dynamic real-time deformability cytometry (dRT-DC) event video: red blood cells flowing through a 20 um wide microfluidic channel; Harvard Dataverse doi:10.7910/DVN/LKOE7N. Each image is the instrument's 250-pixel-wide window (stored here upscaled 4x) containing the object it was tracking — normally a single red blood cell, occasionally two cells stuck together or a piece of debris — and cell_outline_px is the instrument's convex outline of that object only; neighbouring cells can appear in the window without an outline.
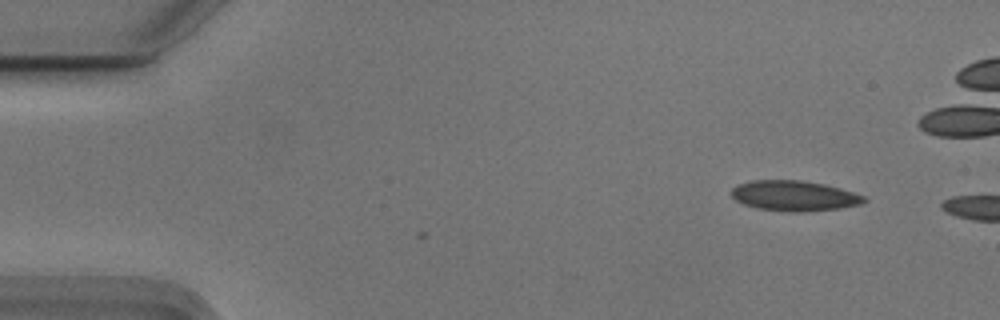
{"species": "Egyptian fruit bat (a non-hibernating species)", "species_latin": "Rousettus aegyptiacus", "temperature_condition": "cold", "stored_images_in_passage": 3, "camera_frame_rate_fps": 3000, "um_per_image_px": 0.085, "animal": {"sex": "male"}, "frame": {"image": 1, "passage_image": 1, "time_ms": 0.0, "image_size_px": [1000, 320], "cell_outline_px": [[868, 200], [860, 204], [840, 208], [796, 212], [792, 212], [760, 208], [744, 204], [736, 200], [732, 196], [732, 188], [740, 184], [752, 180], [800, 180], [824, 184], [840, 188], [864, 196]], "centroid_in_image_um": [67.52, 16.63], "position_along_channel_um": 17.5, "area_um2": 23.06}}